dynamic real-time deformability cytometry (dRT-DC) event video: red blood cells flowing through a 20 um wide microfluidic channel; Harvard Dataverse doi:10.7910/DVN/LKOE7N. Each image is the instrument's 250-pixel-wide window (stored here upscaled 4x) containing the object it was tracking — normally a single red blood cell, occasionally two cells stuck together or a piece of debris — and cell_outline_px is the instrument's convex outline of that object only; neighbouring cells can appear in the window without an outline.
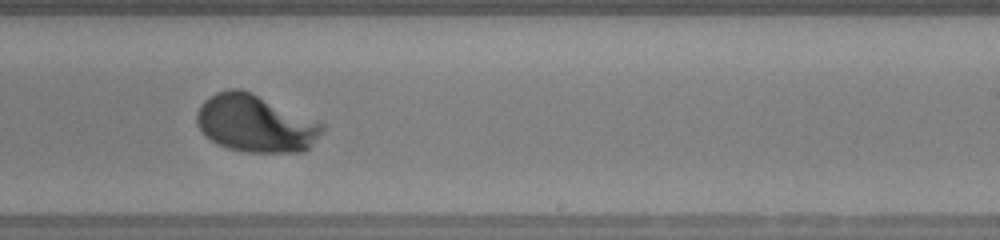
{"species": "human", "species_latin": "Homo sapiens", "temperature_condition": "warm", "stored_images_in_passage": 48, "camera_frame_rate_fps": 3000, "um_per_image_px": 0.085, "donor": {"sex": "female"}, "frame": {"image": 1, "passage_image": 29, "time_ms": 9.333, "image_size_px": [1000, 240], "cell_outline_px": [[324, 128], [312, 144], [304, 152], [244, 152], [228, 148], [204, 136], [200, 132], [196, 124], [196, 112], [200, 104], [208, 96], [216, 92], [228, 88], [240, 88], [324, 124]], "centroid_in_image_um": [21.64, 10.5], "position_along_channel_um": 267.4, "area_um2": 41.67}}
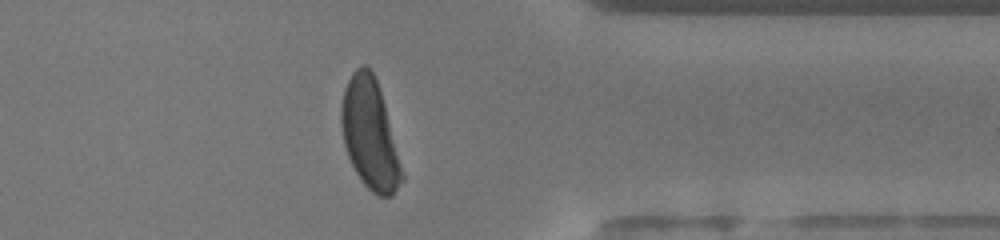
{"frame": {"image": 2, "passage_image": 38, "time_ms": 12.333, "image_size_px": [1000, 240], "cell_outline_px": [[404, 180], [392, 196], [376, 196], [364, 184], [356, 172], [348, 156], [344, 144], [340, 120], [340, 108], [344, 88], [352, 72], [360, 64], [368, 64], [376, 80], [384, 104], [404, 176]], "centroid_in_image_um": [31.41, 11.4], "position_along_channel_um": 380.0, "area_um2": 38.55}}
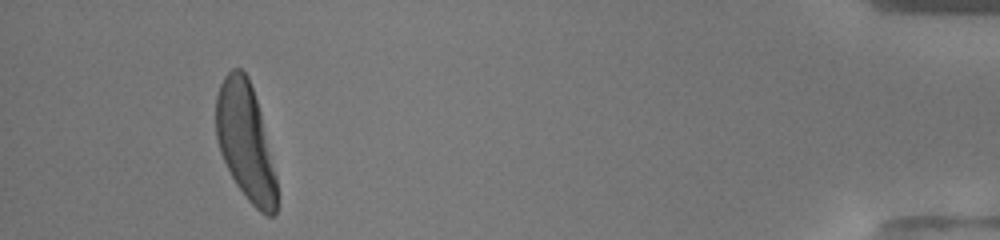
{"frame": {"image": 3, "passage_image": 45, "time_ms": 14.667, "image_size_px": [1000, 240], "cell_outline_px": [[276, 212], [272, 216], [268, 216], [260, 212], [248, 200], [236, 184], [220, 152], [216, 136], [216, 96], [220, 84], [224, 76], [232, 68], [240, 68], [248, 76], [260, 112], [276, 176]], "centroid_in_image_um": [20.85, 12.02], "position_along_channel_um": 414.4, "area_um2": 40.92}, "authors_computed_cell_mechanics": {"area_um2": 40.8935, "velocity_mm_per_s": 4.1415, "shape_relaxation_time_tau1_ms": 1.8785, "shape_relaxation_time_tau2_ms": null, "deformation_change_tau1": 0.1847, "deformation_change_tau2": null}}